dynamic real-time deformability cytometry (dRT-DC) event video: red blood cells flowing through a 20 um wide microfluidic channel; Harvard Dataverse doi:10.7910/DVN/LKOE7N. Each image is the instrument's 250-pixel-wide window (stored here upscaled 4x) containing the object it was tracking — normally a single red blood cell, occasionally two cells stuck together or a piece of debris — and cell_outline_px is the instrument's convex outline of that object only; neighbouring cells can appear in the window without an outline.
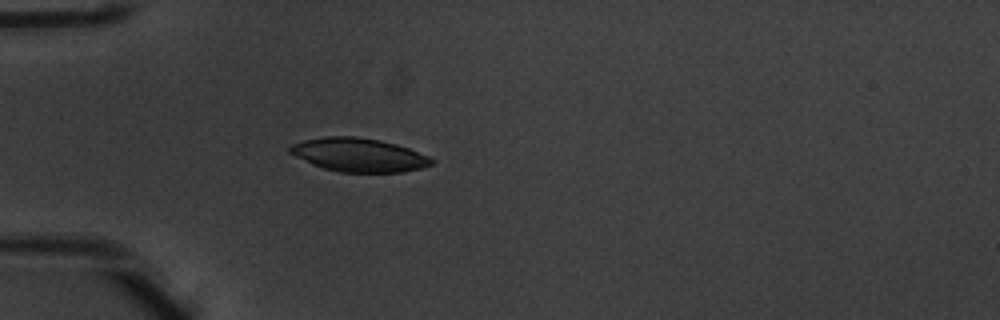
{"species": "common noctule bat (a hibernating species)", "species_latin": "Nyctalus noctula", "temperature_condition": "warm", "stored_images_in_passage": 37, "camera_frame_rate_fps": 3000, "um_per_image_px": 0.085, "animal": {"sex": "male", "body_mass_g": 20.1, "forearm_length_mm": 53.5}, "frame": {"image": 1, "passage_image": 1, "time_ms": 0.0, "image_size_px": [1000, 320], "cell_outline_px": [[436, 160], [432, 164], [420, 168], [404, 172], [340, 172], [324, 168], [312, 164], [288, 152], [288, 148], [292, 144], [304, 140], [324, 136], [352, 136], [380, 140], [396, 144], [408, 148], [428, 156]], "centroid_in_image_um": [30.49, 13.16], "position_along_channel_um": 54.5, "area_um2": 27.63}}
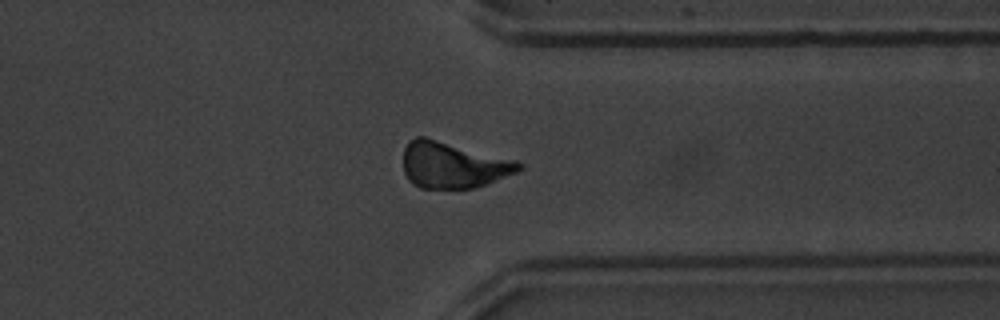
{"frame": {"image": 2, "passage_image": 26, "time_ms": 8.333, "image_size_px": [1000, 320], "cell_outline_px": [[524, 168], [516, 172], [488, 184], [476, 188], [420, 188], [412, 184], [408, 180], [404, 172], [404, 148], [416, 136], [424, 136], [516, 160], [524, 164]], "centroid_in_image_um": [38.53, 14.04], "position_along_channel_um": 372.9, "area_um2": 31.21}}
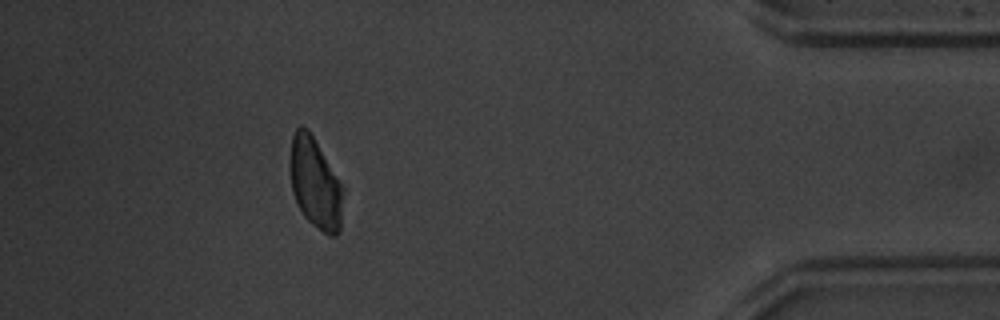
{"frame": {"image": 3, "passage_image": 32, "time_ms": 10.333, "image_size_px": [1000, 320], "cell_outline_px": [[344, 192], [340, 228], [336, 236], [328, 236], [312, 224], [304, 216], [292, 192], [288, 164], [292, 136], [296, 128], [300, 124], [308, 128], [344, 188]], "centroid_in_image_um": [26.78, 15.56], "position_along_channel_um": 408.4, "area_um2": 28.38}, "authors_computed_cell_mechanics": {"area_um2": 29.767, "velocity_mm_per_s": 3.9622, "shape_relaxation_time_tau1_ms": 2.0951, "shape_relaxation_time_tau2_ms": 4.5077, "deformation_change_tau1": 0.1063, "deformation_change_tau2": 0.1039}}